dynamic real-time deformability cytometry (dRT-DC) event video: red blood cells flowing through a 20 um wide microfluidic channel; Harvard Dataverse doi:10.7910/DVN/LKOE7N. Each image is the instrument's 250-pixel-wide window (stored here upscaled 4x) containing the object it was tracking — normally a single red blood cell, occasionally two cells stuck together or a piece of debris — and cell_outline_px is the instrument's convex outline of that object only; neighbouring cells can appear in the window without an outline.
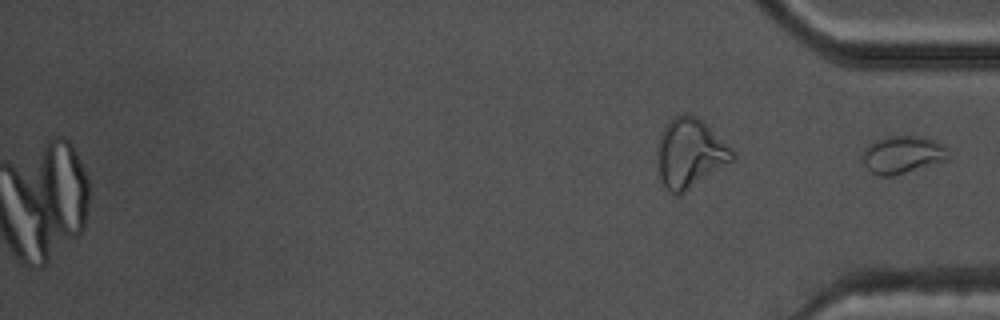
{"species": "common noctule bat (a hibernating species)", "species_latin": "Nyctalus noctula", "temperature_condition": "warm", "stored_images_in_passage": 44, "segment_of_instrument_passage": [2, 2], "camera_frame_rate_fps": 3000, "um_per_image_px": 0.085, "animal": {"sex": "male", "body_mass_g": 17.5, "forearm_length_mm": 52.3}, "frame": {"image": 1, "passage_image": 44, "time_ms": 14.333, "image_size_px": [1000, 320], "cell_outline_px": [[948, 160], [892, 176], [880, 176], [872, 172], [864, 164], [864, 152], [868, 144], [876, 140], [888, 136], [916, 136], [932, 140], [940, 144], [944, 148], [948, 156]], "centroid_in_image_um": [76.69, 13.15], "position_along_channel_um": 358.5, "area_um2": 18.26}}